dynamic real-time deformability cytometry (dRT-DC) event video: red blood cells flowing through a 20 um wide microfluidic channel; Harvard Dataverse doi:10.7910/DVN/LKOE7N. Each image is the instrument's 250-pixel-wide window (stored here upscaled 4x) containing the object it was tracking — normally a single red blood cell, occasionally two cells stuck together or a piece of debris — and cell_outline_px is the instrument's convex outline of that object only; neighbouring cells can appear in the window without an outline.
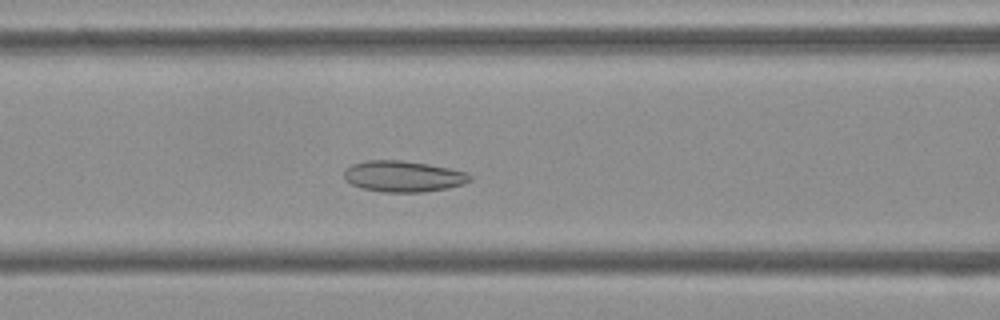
{"species": "Egyptian fruit bat (a non-hibernating species)", "species_latin": "Rousettus aegyptiacus", "temperature_condition": "cold", "stored_images_in_passage": 44, "camera_frame_rate_fps": 3000, "um_per_image_px": 0.085, "frame": {"image": 1, "passage_image": 12, "time_ms": 3.667, "image_size_px": [1000, 320], "cell_outline_px": [[472, 180], [464, 184], [448, 188], [424, 192], [384, 192], [360, 188], [344, 180], [344, 168], [352, 164], [368, 160], [400, 160], [428, 164], [468, 172], [472, 176]], "centroid_in_image_um": [34.27, 14.99], "position_along_channel_um": 132.3, "area_um2": 23.0}}
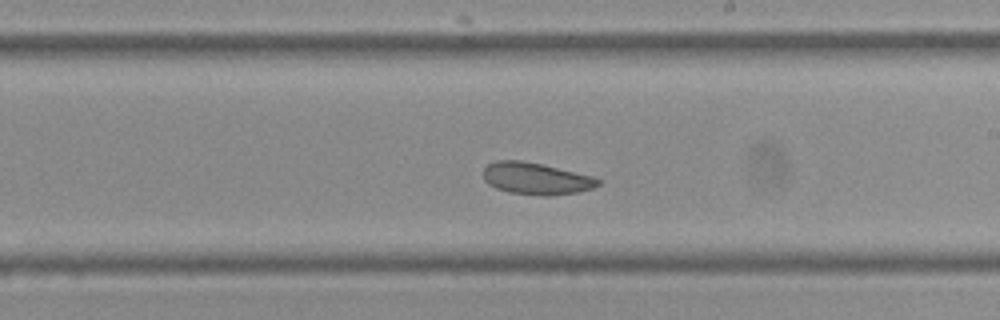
{"frame": {"image": 2, "passage_image": 21, "time_ms": 6.667, "image_size_px": [1000, 320], "cell_outline_px": [[600, 184], [592, 188], [576, 192], [548, 196], [540, 196], [508, 192], [496, 188], [488, 184], [484, 180], [484, 168], [488, 164], [496, 160], [520, 160], [540, 164], [592, 176], [600, 180]], "centroid_in_image_um": [45.53, 15.18], "position_along_channel_um": 243.5, "area_um2": 21.15}}
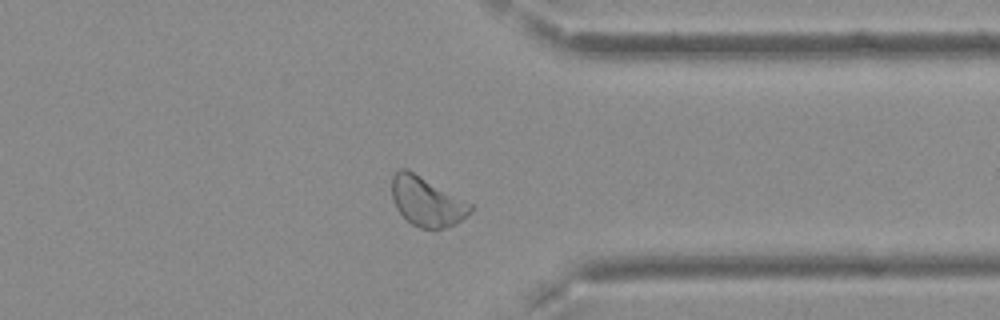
{"frame": {"image": 3, "passage_image": 32, "time_ms": 10.333, "image_size_px": [1000, 320], "cell_outline_px": [[472, 212], [456, 224], [444, 228], [420, 228], [412, 224], [396, 208], [392, 196], [392, 176], [400, 168], [404, 168], [412, 172], [472, 204]], "centroid_in_image_um": [36.28, 17.15], "position_along_channel_um": 375.1, "area_um2": 22.08}, "authors_computed_cell_mechanics": {"area_um2": 23.0333, "velocity_mm_per_s": 3.7128, "shape_relaxation_time_tau1_ms": null, "shape_relaxation_time_tau2_ms": 6.7445, "deformation_change_tau1": null, "deformation_change_tau2": 0.1055}}